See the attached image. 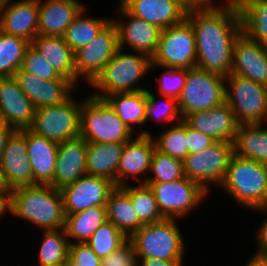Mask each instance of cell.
<instances>
[{"label": "cell", "instance_id": "3957f363", "mask_svg": "<svg viewBox=\"0 0 267 266\" xmlns=\"http://www.w3.org/2000/svg\"><path fill=\"white\" fill-rule=\"evenodd\" d=\"M220 187L243 206L267 212V165L233 153Z\"/></svg>", "mask_w": 267, "mask_h": 266}, {"label": "cell", "instance_id": "836d02e7", "mask_svg": "<svg viewBox=\"0 0 267 266\" xmlns=\"http://www.w3.org/2000/svg\"><path fill=\"white\" fill-rule=\"evenodd\" d=\"M30 43L0 30V77H11L21 68Z\"/></svg>", "mask_w": 267, "mask_h": 266}, {"label": "cell", "instance_id": "8992f818", "mask_svg": "<svg viewBox=\"0 0 267 266\" xmlns=\"http://www.w3.org/2000/svg\"><path fill=\"white\" fill-rule=\"evenodd\" d=\"M129 240L134 245L137 259L183 260L185 247L175 219L165 218L143 225Z\"/></svg>", "mask_w": 267, "mask_h": 266}, {"label": "cell", "instance_id": "681fc988", "mask_svg": "<svg viewBox=\"0 0 267 266\" xmlns=\"http://www.w3.org/2000/svg\"><path fill=\"white\" fill-rule=\"evenodd\" d=\"M138 266H182L183 260H162L158 258H143Z\"/></svg>", "mask_w": 267, "mask_h": 266}, {"label": "cell", "instance_id": "277c9868", "mask_svg": "<svg viewBox=\"0 0 267 266\" xmlns=\"http://www.w3.org/2000/svg\"><path fill=\"white\" fill-rule=\"evenodd\" d=\"M122 51L120 48L117 50L102 72L90 84V86L92 85V87L100 90L93 96L104 99L107 95L113 93L147 90L134 84L155 67L152 64L151 57L141 52L125 54Z\"/></svg>", "mask_w": 267, "mask_h": 266}, {"label": "cell", "instance_id": "4dcf8cb0", "mask_svg": "<svg viewBox=\"0 0 267 266\" xmlns=\"http://www.w3.org/2000/svg\"><path fill=\"white\" fill-rule=\"evenodd\" d=\"M107 221L106 206H96L75 214H65L64 230L66 236L86 242L93 233Z\"/></svg>", "mask_w": 267, "mask_h": 266}, {"label": "cell", "instance_id": "8d00e7d4", "mask_svg": "<svg viewBox=\"0 0 267 266\" xmlns=\"http://www.w3.org/2000/svg\"><path fill=\"white\" fill-rule=\"evenodd\" d=\"M150 171L154 174L145 183H169L185 177L183 161L163 154L156 148L151 158Z\"/></svg>", "mask_w": 267, "mask_h": 266}, {"label": "cell", "instance_id": "7c38bea8", "mask_svg": "<svg viewBox=\"0 0 267 266\" xmlns=\"http://www.w3.org/2000/svg\"><path fill=\"white\" fill-rule=\"evenodd\" d=\"M118 49V30L111 20L94 39L74 52L76 83L82 75L91 84Z\"/></svg>", "mask_w": 267, "mask_h": 266}, {"label": "cell", "instance_id": "e0dca14e", "mask_svg": "<svg viewBox=\"0 0 267 266\" xmlns=\"http://www.w3.org/2000/svg\"><path fill=\"white\" fill-rule=\"evenodd\" d=\"M11 4V5H10ZM38 0H0V30L31 43L38 35Z\"/></svg>", "mask_w": 267, "mask_h": 266}, {"label": "cell", "instance_id": "f35d334b", "mask_svg": "<svg viewBox=\"0 0 267 266\" xmlns=\"http://www.w3.org/2000/svg\"><path fill=\"white\" fill-rule=\"evenodd\" d=\"M154 141L158 151L183 161L188 155L185 121L176 122Z\"/></svg>", "mask_w": 267, "mask_h": 266}, {"label": "cell", "instance_id": "e575fe53", "mask_svg": "<svg viewBox=\"0 0 267 266\" xmlns=\"http://www.w3.org/2000/svg\"><path fill=\"white\" fill-rule=\"evenodd\" d=\"M129 194L139 220L144 224L156 223L164 220L158 209L155 195L149 185L122 186Z\"/></svg>", "mask_w": 267, "mask_h": 266}, {"label": "cell", "instance_id": "f5cc1de1", "mask_svg": "<svg viewBox=\"0 0 267 266\" xmlns=\"http://www.w3.org/2000/svg\"><path fill=\"white\" fill-rule=\"evenodd\" d=\"M226 1H228V3H225V5L221 6L239 8L241 0H226ZM201 6H214V4L212 3V0H201Z\"/></svg>", "mask_w": 267, "mask_h": 266}, {"label": "cell", "instance_id": "f907efd6", "mask_svg": "<svg viewBox=\"0 0 267 266\" xmlns=\"http://www.w3.org/2000/svg\"><path fill=\"white\" fill-rule=\"evenodd\" d=\"M13 131L14 129L12 127L6 125L0 120V157L8 137L11 135Z\"/></svg>", "mask_w": 267, "mask_h": 266}, {"label": "cell", "instance_id": "db71d44e", "mask_svg": "<svg viewBox=\"0 0 267 266\" xmlns=\"http://www.w3.org/2000/svg\"><path fill=\"white\" fill-rule=\"evenodd\" d=\"M182 4L187 10L195 9L201 6V0H177Z\"/></svg>", "mask_w": 267, "mask_h": 266}, {"label": "cell", "instance_id": "1f68e13d", "mask_svg": "<svg viewBox=\"0 0 267 266\" xmlns=\"http://www.w3.org/2000/svg\"><path fill=\"white\" fill-rule=\"evenodd\" d=\"M239 12L242 32L251 40L267 46V0H241Z\"/></svg>", "mask_w": 267, "mask_h": 266}, {"label": "cell", "instance_id": "7bdbcfd3", "mask_svg": "<svg viewBox=\"0 0 267 266\" xmlns=\"http://www.w3.org/2000/svg\"><path fill=\"white\" fill-rule=\"evenodd\" d=\"M167 70L157 79L162 96L178 99L185 85L187 69L166 68Z\"/></svg>", "mask_w": 267, "mask_h": 266}, {"label": "cell", "instance_id": "74e56055", "mask_svg": "<svg viewBox=\"0 0 267 266\" xmlns=\"http://www.w3.org/2000/svg\"><path fill=\"white\" fill-rule=\"evenodd\" d=\"M128 238L110 221L103 223L86 241L99 258H104L124 244Z\"/></svg>", "mask_w": 267, "mask_h": 266}, {"label": "cell", "instance_id": "680465c9", "mask_svg": "<svg viewBox=\"0 0 267 266\" xmlns=\"http://www.w3.org/2000/svg\"><path fill=\"white\" fill-rule=\"evenodd\" d=\"M257 257H259L267 266V255H265V256H257Z\"/></svg>", "mask_w": 267, "mask_h": 266}, {"label": "cell", "instance_id": "4316f807", "mask_svg": "<svg viewBox=\"0 0 267 266\" xmlns=\"http://www.w3.org/2000/svg\"><path fill=\"white\" fill-rule=\"evenodd\" d=\"M125 143H88V175L107 178L117 187V169Z\"/></svg>", "mask_w": 267, "mask_h": 266}, {"label": "cell", "instance_id": "52a82bcc", "mask_svg": "<svg viewBox=\"0 0 267 266\" xmlns=\"http://www.w3.org/2000/svg\"><path fill=\"white\" fill-rule=\"evenodd\" d=\"M225 77L198 67L187 69L178 106L182 119L194 112L206 111L225 102Z\"/></svg>", "mask_w": 267, "mask_h": 266}, {"label": "cell", "instance_id": "ee69618b", "mask_svg": "<svg viewBox=\"0 0 267 266\" xmlns=\"http://www.w3.org/2000/svg\"><path fill=\"white\" fill-rule=\"evenodd\" d=\"M139 262L134 245L128 239L114 252L102 258L101 266H138Z\"/></svg>", "mask_w": 267, "mask_h": 266}, {"label": "cell", "instance_id": "7dc6e473", "mask_svg": "<svg viewBox=\"0 0 267 266\" xmlns=\"http://www.w3.org/2000/svg\"><path fill=\"white\" fill-rule=\"evenodd\" d=\"M185 135L187 139L188 154L207 149L217 141L212 137L194 130L185 122Z\"/></svg>", "mask_w": 267, "mask_h": 266}, {"label": "cell", "instance_id": "f6af8a7d", "mask_svg": "<svg viewBox=\"0 0 267 266\" xmlns=\"http://www.w3.org/2000/svg\"><path fill=\"white\" fill-rule=\"evenodd\" d=\"M17 79L20 88L31 100L32 105L35 109L39 108V90H40V81H44L42 78H39L29 72L24 71L20 68L14 75Z\"/></svg>", "mask_w": 267, "mask_h": 266}, {"label": "cell", "instance_id": "f1b7e54d", "mask_svg": "<svg viewBox=\"0 0 267 266\" xmlns=\"http://www.w3.org/2000/svg\"><path fill=\"white\" fill-rule=\"evenodd\" d=\"M262 124H240L234 140V153L267 165V128Z\"/></svg>", "mask_w": 267, "mask_h": 266}, {"label": "cell", "instance_id": "b9f144b4", "mask_svg": "<svg viewBox=\"0 0 267 266\" xmlns=\"http://www.w3.org/2000/svg\"><path fill=\"white\" fill-rule=\"evenodd\" d=\"M21 68L43 80L63 78L31 45L25 51Z\"/></svg>", "mask_w": 267, "mask_h": 266}, {"label": "cell", "instance_id": "91938a15", "mask_svg": "<svg viewBox=\"0 0 267 266\" xmlns=\"http://www.w3.org/2000/svg\"><path fill=\"white\" fill-rule=\"evenodd\" d=\"M46 266H66L65 262L59 263V264H54V265H46Z\"/></svg>", "mask_w": 267, "mask_h": 266}, {"label": "cell", "instance_id": "ac0fdd59", "mask_svg": "<svg viewBox=\"0 0 267 266\" xmlns=\"http://www.w3.org/2000/svg\"><path fill=\"white\" fill-rule=\"evenodd\" d=\"M231 73L267 86V46L242 32L233 46Z\"/></svg>", "mask_w": 267, "mask_h": 266}, {"label": "cell", "instance_id": "d6986e66", "mask_svg": "<svg viewBox=\"0 0 267 266\" xmlns=\"http://www.w3.org/2000/svg\"><path fill=\"white\" fill-rule=\"evenodd\" d=\"M184 121L194 130L216 141L232 143H234L240 125L226 101L209 110L191 113Z\"/></svg>", "mask_w": 267, "mask_h": 266}, {"label": "cell", "instance_id": "6f0895ef", "mask_svg": "<svg viewBox=\"0 0 267 266\" xmlns=\"http://www.w3.org/2000/svg\"><path fill=\"white\" fill-rule=\"evenodd\" d=\"M0 190H6L5 186H4V181L2 178V174H1V168H0Z\"/></svg>", "mask_w": 267, "mask_h": 266}, {"label": "cell", "instance_id": "c3c4849f", "mask_svg": "<svg viewBox=\"0 0 267 266\" xmlns=\"http://www.w3.org/2000/svg\"><path fill=\"white\" fill-rule=\"evenodd\" d=\"M256 234L259 249L258 253H256L254 256H265L267 255V219Z\"/></svg>", "mask_w": 267, "mask_h": 266}, {"label": "cell", "instance_id": "8fae6325", "mask_svg": "<svg viewBox=\"0 0 267 266\" xmlns=\"http://www.w3.org/2000/svg\"><path fill=\"white\" fill-rule=\"evenodd\" d=\"M234 153V143L217 141L205 150L189 153L183 160L184 174L207 193L211 183L222 184Z\"/></svg>", "mask_w": 267, "mask_h": 266}, {"label": "cell", "instance_id": "30bf717a", "mask_svg": "<svg viewBox=\"0 0 267 266\" xmlns=\"http://www.w3.org/2000/svg\"><path fill=\"white\" fill-rule=\"evenodd\" d=\"M80 108L71 96L63 103L35 109L32 126L35 134L57 143L80 137Z\"/></svg>", "mask_w": 267, "mask_h": 266}, {"label": "cell", "instance_id": "d4e9b609", "mask_svg": "<svg viewBox=\"0 0 267 266\" xmlns=\"http://www.w3.org/2000/svg\"><path fill=\"white\" fill-rule=\"evenodd\" d=\"M38 0V34L44 36H64L67 27L84 9L77 0Z\"/></svg>", "mask_w": 267, "mask_h": 266}, {"label": "cell", "instance_id": "4fadbf2b", "mask_svg": "<svg viewBox=\"0 0 267 266\" xmlns=\"http://www.w3.org/2000/svg\"><path fill=\"white\" fill-rule=\"evenodd\" d=\"M152 189L158 209L166 219H175L192 211L207 194L186 176L169 183H145Z\"/></svg>", "mask_w": 267, "mask_h": 266}, {"label": "cell", "instance_id": "83f0119b", "mask_svg": "<svg viewBox=\"0 0 267 266\" xmlns=\"http://www.w3.org/2000/svg\"><path fill=\"white\" fill-rule=\"evenodd\" d=\"M107 220L128 239L144 224L139 220L129 194L122 187H115L106 204Z\"/></svg>", "mask_w": 267, "mask_h": 266}, {"label": "cell", "instance_id": "6da1fadb", "mask_svg": "<svg viewBox=\"0 0 267 266\" xmlns=\"http://www.w3.org/2000/svg\"><path fill=\"white\" fill-rule=\"evenodd\" d=\"M196 37V67L226 77L231 73L233 46L242 33L239 8L202 6L187 10Z\"/></svg>", "mask_w": 267, "mask_h": 266}, {"label": "cell", "instance_id": "bcb514c9", "mask_svg": "<svg viewBox=\"0 0 267 266\" xmlns=\"http://www.w3.org/2000/svg\"><path fill=\"white\" fill-rule=\"evenodd\" d=\"M69 256L86 266H101V258H99L92 248L86 243L72 242L69 244Z\"/></svg>", "mask_w": 267, "mask_h": 266}, {"label": "cell", "instance_id": "ab89813d", "mask_svg": "<svg viewBox=\"0 0 267 266\" xmlns=\"http://www.w3.org/2000/svg\"><path fill=\"white\" fill-rule=\"evenodd\" d=\"M74 88V84L66 78L40 81L39 108L65 102Z\"/></svg>", "mask_w": 267, "mask_h": 266}, {"label": "cell", "instance_id": "603a6c76", "mask_svg": "<svg viewBox=\"0 0 267 266\" xmlns=\"http://www.w3.org/2000/svg\"><path fill=\"white\" fill-rule=\"evenodd\" d=\"M120 4L133 16L161 30L181 23L187 13L177 0H121Z\"/></svg>", "mask_w": 267, "mask_h": 266}, {"label": "cell", "instance_id": "7a4b0ae2", "mask_svg": "<svg viewBox=\"0 0 267 266\" xmlns=\"http://www.w3.org/2000/svg\"><path fill=\"white\" fill-rule=\"evenodd\" d=\"M10 211L43 230L64 228L61 190L50 185L22 186L10 191Z\"/></svg>", "mask_w": 267, "mask_h": 266}, {"label": "cell", "instance_id": "816d5d0a", "mask_svg": "<svg viewBox=\"0 0 267 266\" xmlns=\"http://www.w3.org/2000/svg\"><path fill=\"white\" fill-rule=\"evenodd\" d=\"M10 197V191L0 190V216L3 215L7 210L10 211Z\"/></svg>", "mask_w": 267, "mask_h": 266}, {"label": "cell", "instance_id": "11a10c76", "mask_svg": "<svg viewBox=\"0 0 267 266\" xmlns=\"http://www.w3.org/2000/svg\"><path fill=\"white\" fill-rule=\"evenodd\" d=\"M247 266H266V264L257 256L251 258Z\"/></svg>", "mask_w": 267, "mask_h": 266}, {"label": "cell", "instance_id": "d590c367", "mask_svg": "<svg viewBox=\"0 0 267 266\" xmlns=\"http://www.w3.org/2000/svg\"><path fill=\"white\" fill-rule=\"evenodd\" d=\"M61 232H60V231ZM44 237L39 249V265H54L65 262L69 255V244L64 228L44 230Z\"/></svg>", "mask_w": 267, "mask_h": 266}, {"label": "cell", "instance_id": "5bb4252c", "mask_svg": "<svg viewBox=\"0 0 267 266\" xmlns=\"http://www.w3.org/2000/svg\"><path fill=\"white\" fill-rule=\"evenodd\" d=\"M1 174L6 190L37 185L27 152L24 129L14 130L8 137L0 157Z\"/></svg>", "mask_w": 267, "mask_h": 266}, {"label": "cell", "instance_id": "9f6ffc18", "mask_svg": "<svg viewBox=\"0 0 267 266\" xmlns=\"http://www.w3.org/2000/svg\"><path fill=\"white\" fill-rule=\"evenodd\" d=\"M65 265L66 266H86V265H81L80 263H77L69 255L67 256V259L65 261Z\"/></svg>", "mask_w": 267, "mask_h": 266}, {"label": "cell", "instance_id": "f546056e", "mask_svg": "<svg viewBox=\"0 0 267 266\" xmlns=\"http://www.w3.org/2000/svg\"><path fill=\"white\" fill-rule=\"evenodd\" d=\"M104 100L131 130L134 124L143 125L146 118V90L113 93Z\"/></svg>", "mask_w": 267, "mask_h": 266}, {"label": "cell", "instance_id": "5b68a950", "mask_svg": "<svg viewBox=\"0 0 267 266\" xmlns=\"http://www.w3.org/2000/svg\"><path fill=\"white\" fill-rule=\"evenodd\" d=\"M80 108V137L88 143H126L133 130L101 98L86 97Z\"/></svg>", "mask_w": 267, "mask_h": 266}, {"label": "cell", "instance_id": "d6a6232c", "mask_svg": "<svg viewBox=\"0 0 267 266\" xmlns=\"http://www.w3.org/2000/svg\"><path fill=\"white\" fill-rule=\"evenodd\" d=\"M85 8L75 17L67 27L64 34L65 42L75 52L80 47L87 45L99 32L112 20L100 18H85L83 13Z\"/></svg>", "mask_w": 267, "mask_h": 266}, {"label": "cell", "instance_id": "ffe728a7", "mask_svg": "<svg viewBox=\"0 0 267 266\" xmlns=\"http://www.w3.org/2000/svg\"><path fill=\"white\" fill-rule=\"evenodd\" d=\"M87 148L88 142L82 137L59 143L53 182L50 186L61 190L87 174Z\"/></svg>", "mask_w": 267, "mask_h": 266}, {"label": "cell", "instance_id": "484cf974", "mask_svg": "<svg viewBox=\"0 0 267 266\" xmlns=\"http://www.w3.org/2000/svg\"><path fill=\"white\" fill-rule=\"evenodd\" d=\"M30 45L63 78L76 86L75 54L62 36L36 35Z\"/></svg>", "mask_w": 267, "mask_h": 266}, {"label": "cell", "instance_id": "ba28073f", "mask_svg": "<svg viewBox=\"0 0 267 266\" xmlns=\"http://www.w3.org/2000/svg\"><path fill=\"white\" fill-rule=\"evenodd\" d=\"M225 101L239 124L267 122V86L230 73L225 77Z\"/></svg>", "mask_w": 267, "mask_h": 266}, {"label": "cell", "instance_id": "44dd1931", "mask_svg": "<svg viewBox=\"0 0 267 266\" xmlns=\"http://www.w3.org/2000/svg\"><path fill=\"white\" fill-rule=\"evenodd\" d=\"M121 15L130 18L128 22L114 20L118 30L119 48L124 50V45L131 46L135 52L147 54L149 57L155 54L161 29L143 19L130 14L121 4L119 7Z\"/></svg>", "mask_w": 267, "mask_h": 266}, {"label": "cell", "instance_id": "cb8c5ba5", "mask_svg": "<svg viewBox=\"0 0 267 266\" xmlns=\"http://www.w3.org/2000/svg\"><path fill=\"white\" fill-rule=\"evenodd\" d=\"M24 137L34 182L50 185L53 182L59 143L39 136L30 129H24Z\"/></svg>", "mask_w": 267, "mask_h": 266}, {"label": "cell", "instance_id": "7402d4cb", "mask_svg": "<svg viewBox=\"0 0 267 266\" xmlns=\"http://www.w3.org/2000/svg\"><path fill=\"white\" fill-rule=\"evenodd\" d=\"M155 148V141L147 131L140 132L134 140L125 143L117 169V187L125 186L129 176H138L139 181L140 174L144 175L150 171Z\"/></svg>", "mask_w": 267, "mask_h": 266}, {"label": "cell", "instance_id": "2e32d148", "mask_svg": "<svg viewBox=\"0 0 267 266\" xmlns=\"http://www.w3.org/2000/svg\"><path fill=\"white\" fill-rule=\"evenodd\" d=\"M35 108L14 76L0 77V120L14 130L29 129Z\"/></svg>", "mask_w": 267, "mask_h": 266}, {"label": "cell", "instance_id": "9a60e30c", "mask_svg": "<svg viewBox=\"0 0 267 266\" xmlns=\"http://www.w3.org/2000/svg\"><path fill=\"white\" fill-rule=\"evenodd\" d=\"M115 184L107 178L84 175L61 189L65 214H75L88 208L106 206Z\"/></svg>", "mask_w": 267, "mask_h": 266}, {"label": "cell", "instance_id": "60d3db41", "mask_svg": "<svg viewBox=\"0 0 267 266\" xmlns=\"http://www.w3.org/2000/svg\"><path fill=\"white\" fill-rule=\"evenodd\" d=\"M165 104L160 106L159 102L155 100V97L151 91L146 90V118L145 123L156 116L158 120L164 122L173 121L177 118L178 122L182 121L177 99L162 96ZM157 113V114H156ZM179 113V114H178Z\"/></svg>", "mask_w": 267, "mask_h": 266}, {"label": "cell", "instance_id": "9c48e42d", "mask_svg": "<svg viewBox=\"0 0 267 266\" xmlns=\"http://www.w3.org/2000/svg\"><path fill=\"white\" fill-rule=\"evenodd\" d=\"M196 37L191 23H181L161 30L152 64L165 68L190 69L196 67Z\"/></svg>", "mask_w": 267, "mask_h": 266}]
</instances>
